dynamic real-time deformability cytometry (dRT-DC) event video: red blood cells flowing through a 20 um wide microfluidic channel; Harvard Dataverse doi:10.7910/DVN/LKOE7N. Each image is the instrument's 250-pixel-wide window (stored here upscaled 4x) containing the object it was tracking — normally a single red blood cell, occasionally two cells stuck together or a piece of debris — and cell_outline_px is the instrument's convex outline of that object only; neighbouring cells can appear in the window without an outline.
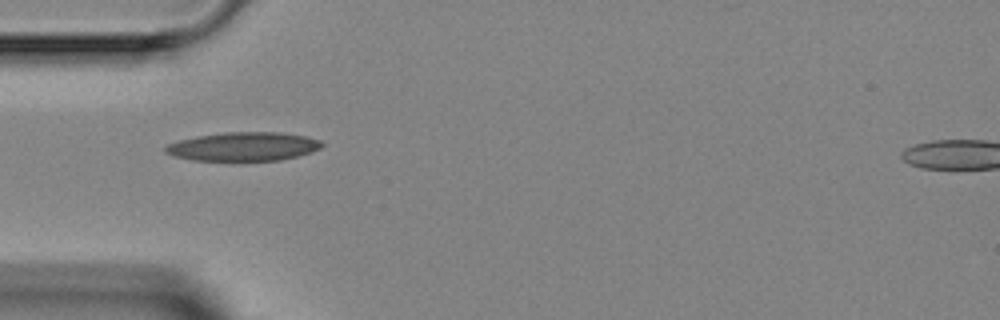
{"species": "Egyptian fruit bat (a non-hibernating species)", "species_latin": "Rousettus aegyptiacus", "temperature_condition": "room temperature", "stored_images_in_passage": 2, "camera_frame_rate_fps": 3000, "um_per_image_px": 0.085, "animal": {"sex": "female"}, "frame": {"image": 1, "passage_image": 1, "time_ms": 0.0, "image_size_px": [1000, 320], "cell_outline_px": [[324, 144], [320, 148], [312, 152], [280, 160], [192, 160], [176, 156], [164, 152], [164, 148], [168, 144], [180, 140], [200, 136], [224, 132], [280, 132], [308, 136], [320, 140]], "centroid_in_image_um": [20.73, 12.45], "position_along_channel_um": 64.3, "area_um2": 26.01}}
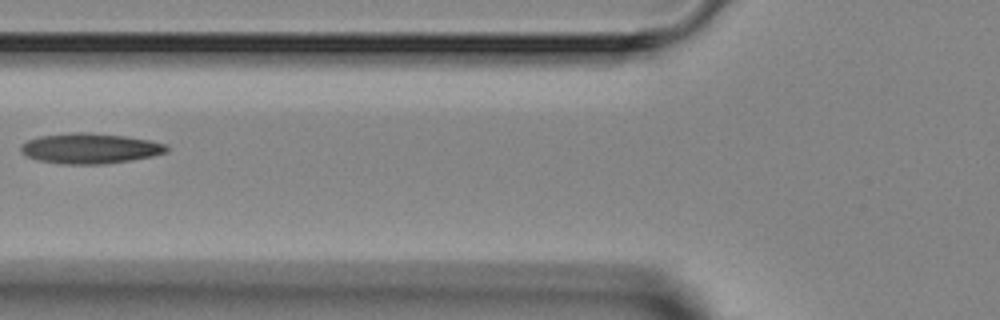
{"frame": {"image": 2, "passage_image": 2, "time_ms": 1.333, "image_size_px": [1000, 320], "cell_outline_px": [[168, 152], [152, 156], [132, 160], [100, 164], [64, 164], [40, 160], [28, 156], [20, 148], [20, 144], [28, 140], [40, 136], [72, 132], [88, 132], [124, 136], [148, 140], [168, 144]], "centroid_in_image_um": [7.69, 12.6], "position_along_channel_um": 118.1, "area_um2": 25.61}}